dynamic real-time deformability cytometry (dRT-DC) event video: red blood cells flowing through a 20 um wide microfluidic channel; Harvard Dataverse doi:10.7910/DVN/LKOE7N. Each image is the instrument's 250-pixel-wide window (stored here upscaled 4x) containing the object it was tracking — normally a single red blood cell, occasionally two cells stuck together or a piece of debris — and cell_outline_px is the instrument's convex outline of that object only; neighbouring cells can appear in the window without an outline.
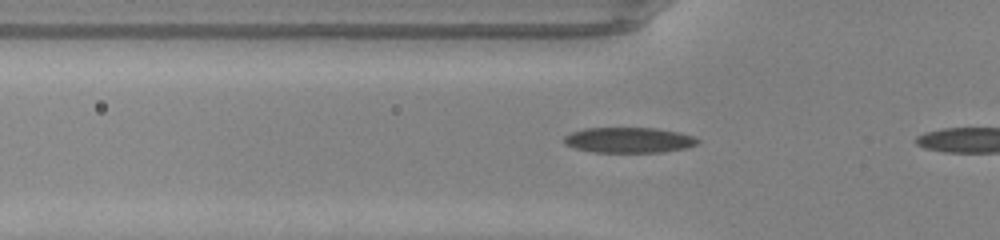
{"species": "common noctule bat (a hibernating species)", "species_latin": "Nyctalus noctula", "temperature_condition": "warm", "stored_images_in_passage": 21, "camera_frame_rate_fps": 3000, "um_per_image_px": 0.085, "animal": {"sex": "male", "body_mass_g": 20.0, "forearm_length_mm": 53.3}, "frame": {"image": 1, "passage_image": 10, "time_ms": 3.0, "image_size_px": [1000, 240], "cell_outline_px": [[700, 140], [696, 144], [688, 148], [664, 152], [592, 152], [576, 148], [564, 144], [564, 136], [572, 132], [584, 128], [656, 128], [680, 132], [696, 136]], "centroid_in_image_um": [53.5, 11.9], "position_along_channel_um": 72.3, "area_um2": 20.0}}
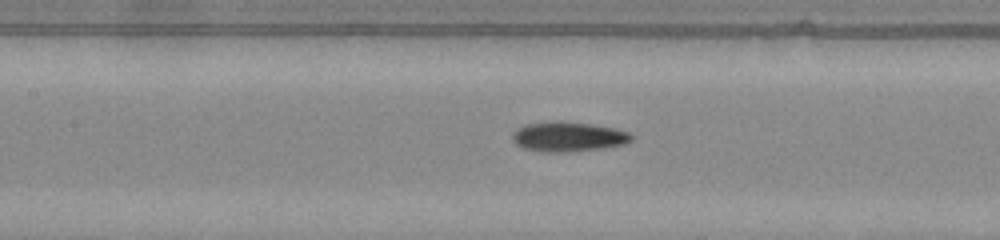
{"frame": {"image": 2, "passage_image": 16, "time_ms": 5.0, "image_size_px": [1000, 240], "cell_outline_px": [[632, 140], [624, 144], [604, 148], [564, 152], [544, 152], [524, 148], [516, 144], [512, 140], [512, 132], [516, 128], [528, 124], [556, 120], [560, 120], [616, 128], [628, 132], [632, 136]], "centroid_in_image_um": [48.27, 11.61], "position_along_channel_um": 159.1, "area_um2": 20.69}}
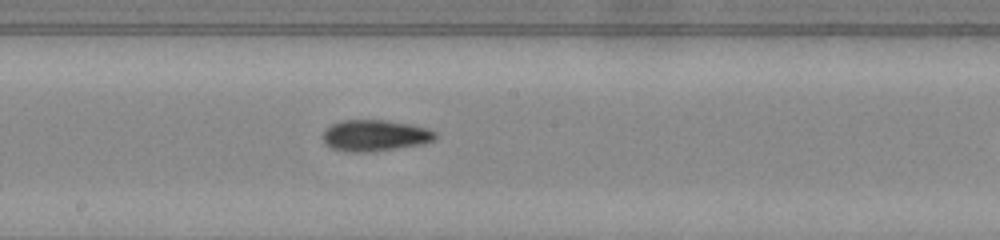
{"frame": {"image": 3, "passage_image": 20, "time_ms": 6.333, "image_size_px": [1000, 240], "cell_outline_px": [[436, 140], [424, 144], [372, 152], [344, 152], [332, 148], [324, 144], [324, 132], [332, 124], [340, 120], [384, 120], [412, 124], [428, 128], [436, 132]], "centroid_in_image_um": [31.91, 11.53], "position_along_channel_um": 216.3, "area_um2": 20.75}}